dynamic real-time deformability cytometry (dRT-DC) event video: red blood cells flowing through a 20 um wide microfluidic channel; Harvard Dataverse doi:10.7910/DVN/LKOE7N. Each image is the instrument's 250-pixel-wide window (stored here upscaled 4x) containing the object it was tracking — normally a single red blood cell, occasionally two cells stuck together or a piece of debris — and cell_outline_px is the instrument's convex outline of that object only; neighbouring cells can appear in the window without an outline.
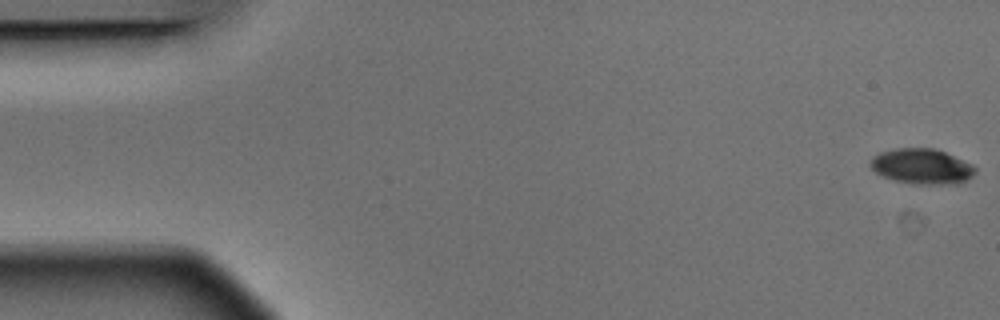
{"species": "Egyptian fruit bat (a non-hibernating species)", "species_latin": "Rousettus aegyptiacus", "temperature_condition": "warm", "stored_images_in_passage": 4, "camera_frame_rate_fps": 3000, "um_per_image_px": 0.085, "animal": {"sex": "male"}, "frame": {"image": 1, "passage_image": 1, "time_ms": 0.0, "image_size_px": [1000, 320], "cell_outline_px": [[976, 172], [972, 176], [956, 184], [920, 184], [896, 180], [884, 176], [876, 172], [868, 164], [872, 156], [880, 152], [896, 148], [936, 148], [972, 164], [976, 168]], "centroid_in_image_um": [78.35, 14.12], "position_along_channel_um": 6.6, "area_um2": 21.44}}
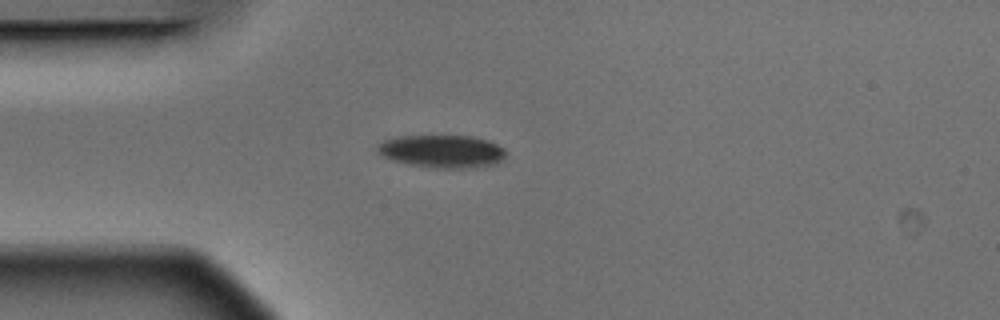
{"frame": {"image": 2, "passage_image": 4, "time_ms": 1.0, "image_size_px": [1000, 320], "cell_outline_px": [[504, 160], [496, 164], [468, 168], [432, 168], [408, 164], [392, 160], [376, 152], [376, 148], [384, 140], [400, 136], [472, 136], [488, 140], [504, 148]], "centroid_in_image_um": [37.58, 12.87], "position_along_channel_um": 47.4, "area_um2": 24.57}}